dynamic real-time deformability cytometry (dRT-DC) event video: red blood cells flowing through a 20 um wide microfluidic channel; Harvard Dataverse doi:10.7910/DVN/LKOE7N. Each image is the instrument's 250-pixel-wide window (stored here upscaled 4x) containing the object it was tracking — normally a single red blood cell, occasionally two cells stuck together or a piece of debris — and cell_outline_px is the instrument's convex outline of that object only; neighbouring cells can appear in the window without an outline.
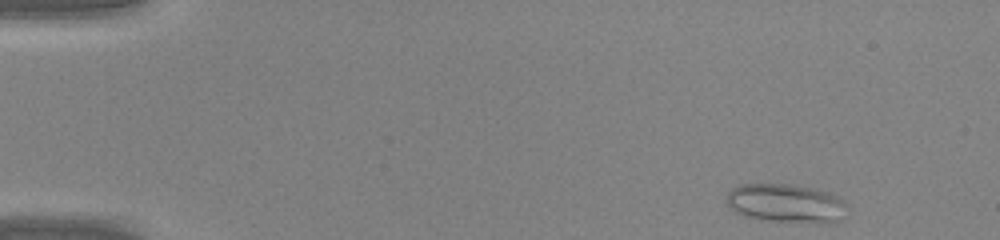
{"species": "common noctule bat (a hibernating species)", "species_latin": "Nyctalus noctula", "temperature_condition": "warm", "stored_images_in_passage": 42, "camera_frame_rate_fps": 3000, "um_per_image_px": 0.085, "animal": {"sex": "male", "body_mass_g": 20.0, "forearm_length_mm": 53.3}, "frame": {"image": 1, "passage_image": 1, "time_ms": 0.0, "image_size_px": [1000, 240], "cell_outline_px": [[848, 208], [836, 224], [828, 224], [760, 220], [744, 216], [736, 212], [728, 204], [728, 192], [732, 188], [740, 184], [792, 184], [812, 188], [828, 192], [840, 196]], "centroid_in_image_um": [66.86, 17.3], "position_along_channel_um": 18.1, "area_um2": 27.63}}
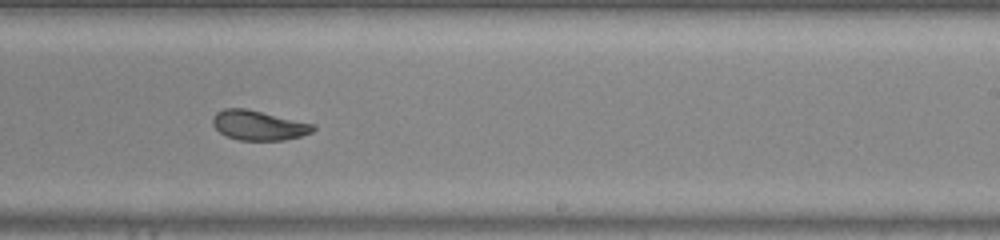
{"frame": {"image": 2, "passage_image": 25, "time_ms": 8.0, "image_size_px": [1000, 240], "cell_outline_px": [[316, 128], [312, 132], [300, 136], [284, 140], [236, 140], [220, 132], [212, 124], [212, 116], [216, 112], [224, 108], [248, 108], [316, 124]], "centroid_in_image_um": [21.99, 10.63], "position_along_channel_um": 267.0, "area_um2": 17.63}}
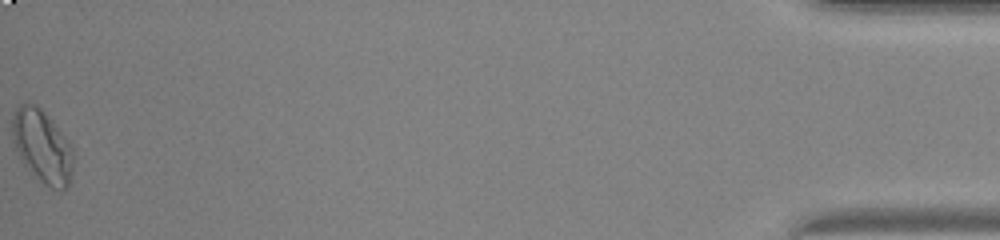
{"frame": {"image": 3, "passage_image": 42, "time_ms": 13.667, "image_size_px": [1000, 240], "cell_outline_px": [[72, 172], [68, 184], [60, 192], [44, 184], [24, 164], [16, 148], [12, 136], [12, 116], [16, 108], [24, 100], [36, 104], [44, 112], [64, 136], [72, 148]], "centroid_in_image_um": [3.57, 12.4], "position_along_channel_um": 431.6, "area_um2": 25.55}}